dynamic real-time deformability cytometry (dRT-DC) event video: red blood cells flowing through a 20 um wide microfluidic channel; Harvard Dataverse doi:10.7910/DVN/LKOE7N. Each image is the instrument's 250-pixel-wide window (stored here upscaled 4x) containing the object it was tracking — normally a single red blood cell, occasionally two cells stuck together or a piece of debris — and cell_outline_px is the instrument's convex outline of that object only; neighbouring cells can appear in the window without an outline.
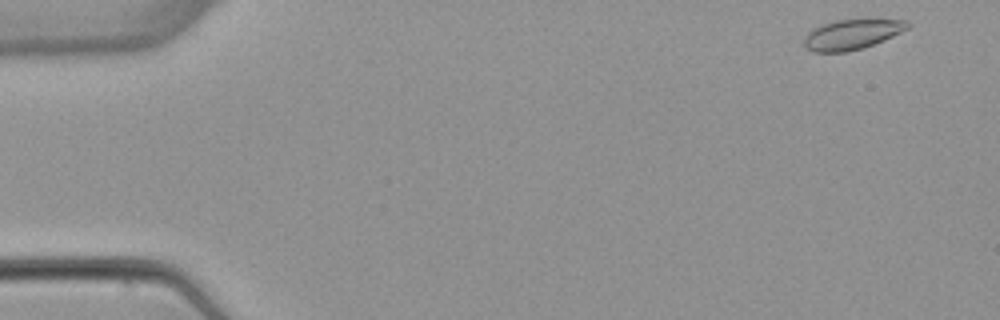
{"species": "common noctule bat (a hibernating species)", "species_latin": "Nyctalus noctula", "temperature_condition": "warm", "stored_images_in_passage": 6, "camera_frame_rate_fps": 3000, "um_per_image_px": 0.085, "animal": {"sex": "female", "body_mass_g": 22.7, "forearm_length_mm": 54.2}, "frame": {"image": 1, "passage_image": 1, "time_ms": 0.0, "image_size_px": [1000, 320], "cell_outline_px": [[912, 24], [908, 28], [884, 40], [864, 48], [848, 52], [812, 52], [804, 48], [804, 36], [812, 28], [836, 20], [908, 20]], "centroid_in_image_um": [72.38, 2.94], "position_along_channel_um": 12.6, "area_um2": 18.15}}
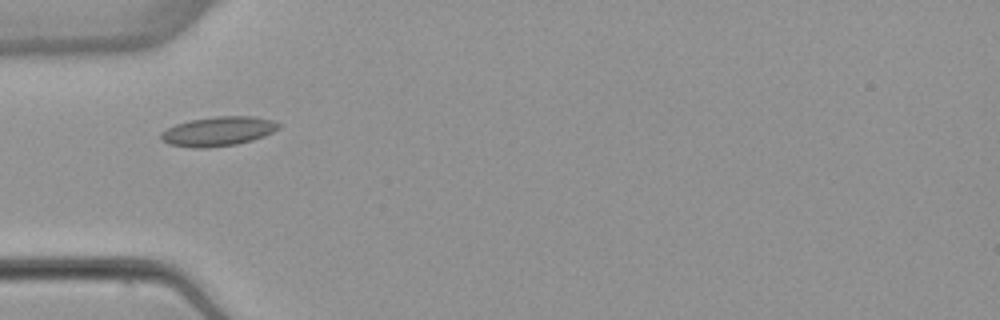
{"frame": {"image": 2, "passage_image": 4, "time_ms": 4.667, "image_size_px": [1000, 320], "cell_outline_px": [[280, 128], [264, 136], [252, 140], [236, 144], [208, 148], [192, 148], [168, 144], [160, 136], [160, 132], [176, 124], [192, 120], [216, 116], [252, 116], [272, 120], [280, 124]], "centroid_in_image_um": [18.55, 11.16], "position_along_channel_um": 66.5, "area_um2": 20.06}}
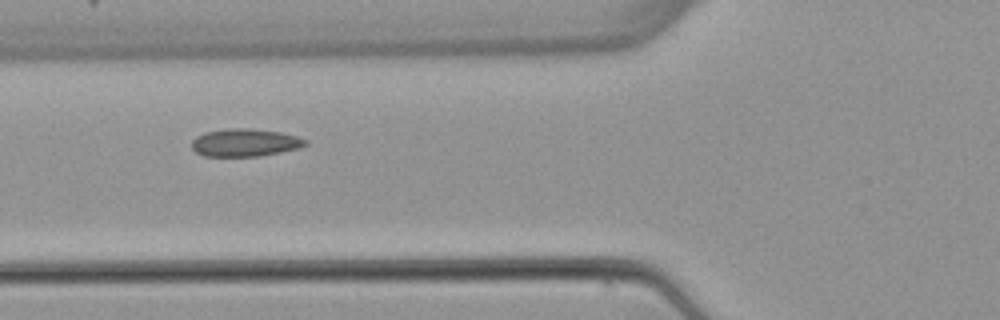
{"frame": {"image": 3, "passage_image": 5, "time_ms": 5.667, "image_size_px": [1000, 320], "cell_outline_px": [[308, 144], [300, 148], [260, 156], [204, 156], [196, 152], [192, 148], [192, 140], [196, 136], [204, 132], [228, 128], [248, 128], [280, 132], [296, 136], [308, 140]], "centroid_in_image_um": [20.82, 12.12], "position_along_channel_um": 105.0, "area_um2": 18.44}}